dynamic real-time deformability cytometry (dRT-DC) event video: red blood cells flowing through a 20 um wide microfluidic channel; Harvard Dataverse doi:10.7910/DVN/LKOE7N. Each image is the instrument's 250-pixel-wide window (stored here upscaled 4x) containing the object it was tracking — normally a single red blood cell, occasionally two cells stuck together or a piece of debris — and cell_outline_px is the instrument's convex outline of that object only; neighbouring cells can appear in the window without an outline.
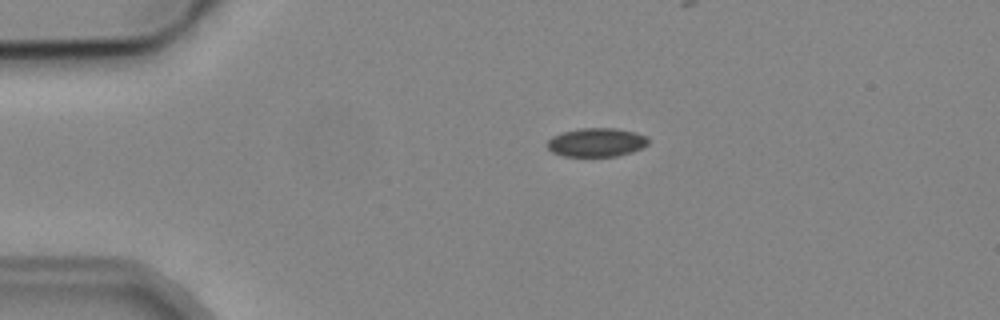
{"species": "common noctule bat (a hibernating species)", "species_latin": "Nyctalus noctula", "temperature_condition": "cold", "stored_images_in_passage": 5, "camera_frame_rate_fps": 3000, "um_per_image_px": 0.085, "animal": {"sex": "male", "body_mass_g": 19.2, "forearm_length_mm": 51.8}, "frame": {"image": 1, "passage_image": 4, "time_ms": 3.333, "image_size_px": [1000, 320], "cell_outline_px": [[648, 144], [632, 152], [616, 156], [564, 156], [552, 152], [548, 148], [548, 140], [552, 136], [564, 132], [580, 128], [612, 128], [636, 132], [644, 136], [648, 140]], "centroid_in_image_um": [50.69, 12.1], "position_along_channel_um": 34.3, "area_um2": 16.7}}